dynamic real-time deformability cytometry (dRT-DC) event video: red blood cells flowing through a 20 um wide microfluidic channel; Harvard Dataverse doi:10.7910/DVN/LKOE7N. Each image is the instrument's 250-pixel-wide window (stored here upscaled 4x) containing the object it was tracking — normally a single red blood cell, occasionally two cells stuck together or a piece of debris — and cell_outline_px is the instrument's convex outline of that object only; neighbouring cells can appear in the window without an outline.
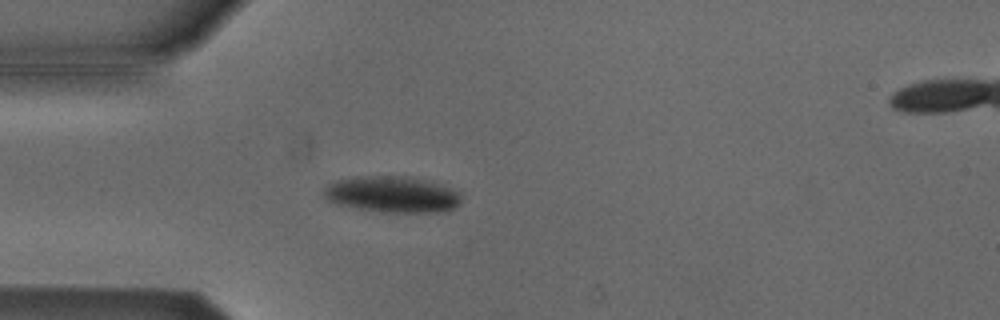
{"species": "Egyptian fruit bat (a non-hibernating species)", "species_latin": "Rousettus aegyptiacus", "temperature_condition": "cold", "stored_images_in_passage": 39, "camera_frame_rate_fps": 3000, "um_per_image_px": 0.085, "animal": {"sex": "male"}, "frame": {"image": 1, "passage_image": 10, "time_ms": 3.0, "image_size_px": [1000, 320], "cell_outline_px": [[460, 204], [444, 212], [380, 212], [356, 208], [336, 204], [328, 200], [324, 196], [324, 188], [328, 184], [336, 180], [356, 176], [408, 176], [424, 180], [452, 188], [460, 192]], "centroid_in_image_um": [33.32, 16.52], "position_along_channel_um": 51.7, "area_um2": 29.13}}
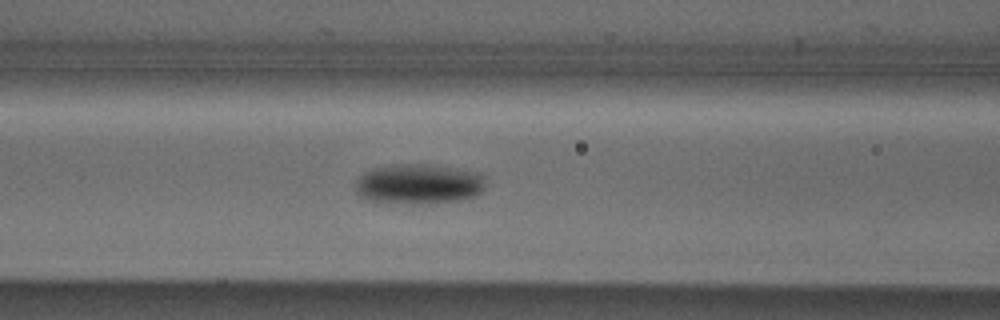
{"frame": {"image": 2, "passage_image": 17, "time_ms": 5.333, "image_size_px": [1000, 320], "cell_outline_px": [[484, 188], [476, 196], [468, 200], [420, 204], [412, 204], [372, 200], [360, 196], [356, 192], [356, 180], [364, 172], [372, 168], [392, 164], [432, 164], [484, 172]], "centroid_in_image_um": [35.66, 15.63], "position_along_channel_um": 130.9, "area_um2": 31.04}}
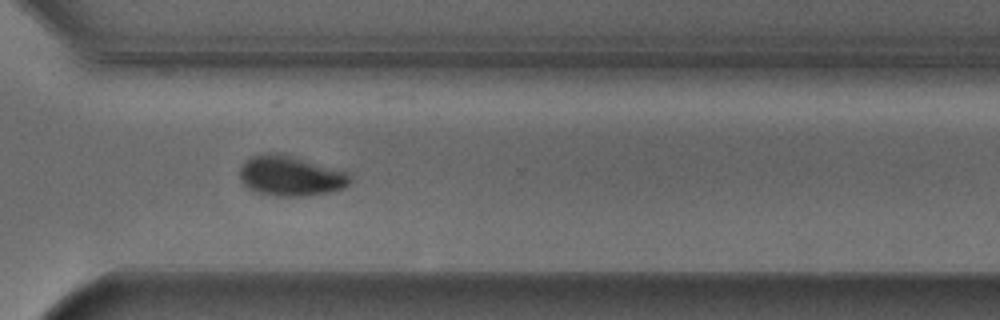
{"frame": {"image": 3, "passage_image": 34, "time_ms": 11.0, "image_size_px": [1000, 320], "cell_outline_px": [[352, 180], [344, 188], [332, 192], [304, 196], [276, 196], [260, 192], [248, 188], [240, 180], [240, 168], [252, 156], [264, 152], [276, 152], [292, 156], [348, 172]], "centroid_in_image_um": [24.72, 14.95], "position_along_channel_um": 345.9, "area_um2": 25.72}, "authors_computed_cell_mechanics": {"area_um2": 28.4954, "velocity_mm_per_s": 3.7978, "shape_relaxation_time_tau1_ms": 3.6731, "shape_relaxation_time_tau2_ms": null, "deformation_change_tau1": 0.0981, "deformation_change_tau2": null}}